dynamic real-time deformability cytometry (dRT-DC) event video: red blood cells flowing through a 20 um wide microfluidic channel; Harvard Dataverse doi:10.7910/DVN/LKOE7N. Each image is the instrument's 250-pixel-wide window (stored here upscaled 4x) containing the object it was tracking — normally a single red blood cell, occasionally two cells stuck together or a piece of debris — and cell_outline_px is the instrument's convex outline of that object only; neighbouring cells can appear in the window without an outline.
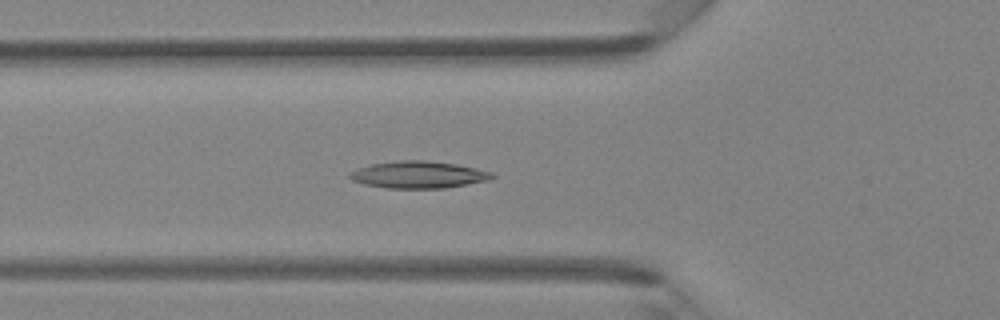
{"species": "Egyptian fruit bat (a non-hibernating species)", "species_latin": "Rousettus aegyptiacus", "temperature_condition": "room temperature", "stored_images_in_passage": 25, "camera_frame_rate_fps": 3000, "um_per_image_px": 0.085, "animal": {"sex": "female"}, "frame": {"image": 1, "passage_image": 15, "time_ms": 4.667, "image_size_px": [1000, 320], "cell_outline_px": [[496, 176], [488, 180], [444, 188], [388, 188], [364, 184], [352, 180], [348, 176], [348, 172], [356, 168], [368, 164], [400, 160], [424, 160], [456, 164], [476, 168], [492, 172]], "centroid_in_image_um": [35.52, 14.84], "position_along_channel_um": 90.3, "area_um2": 22.48}}
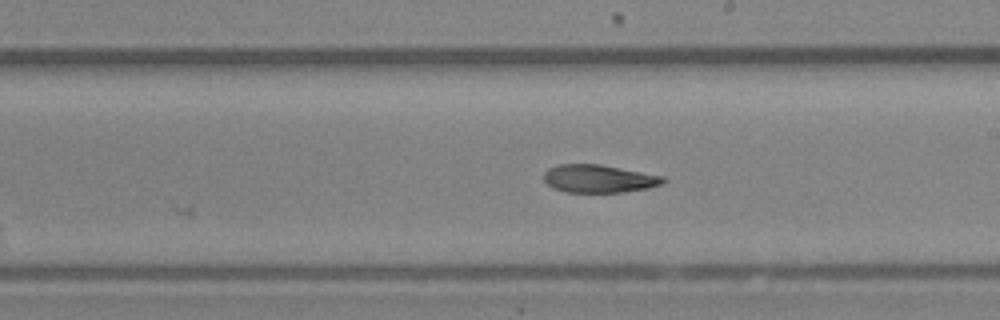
{"frame": {"image": 2, "passage_image": 25, "time_ms": 8.0, "image_size_px": [1000, 320], "cell_outline_px": [[668, 180], [664, 184], [648, 188], [624, 192], [564, 192], [552, 188], [544, 180], [544, 172], [548, 168], [556, 164], [600, 164], [664, 176]], "centroid_in_image_um": [50.91, 15.19], "position_along_channel_um": 238.1, "area_um2": 19.65}}